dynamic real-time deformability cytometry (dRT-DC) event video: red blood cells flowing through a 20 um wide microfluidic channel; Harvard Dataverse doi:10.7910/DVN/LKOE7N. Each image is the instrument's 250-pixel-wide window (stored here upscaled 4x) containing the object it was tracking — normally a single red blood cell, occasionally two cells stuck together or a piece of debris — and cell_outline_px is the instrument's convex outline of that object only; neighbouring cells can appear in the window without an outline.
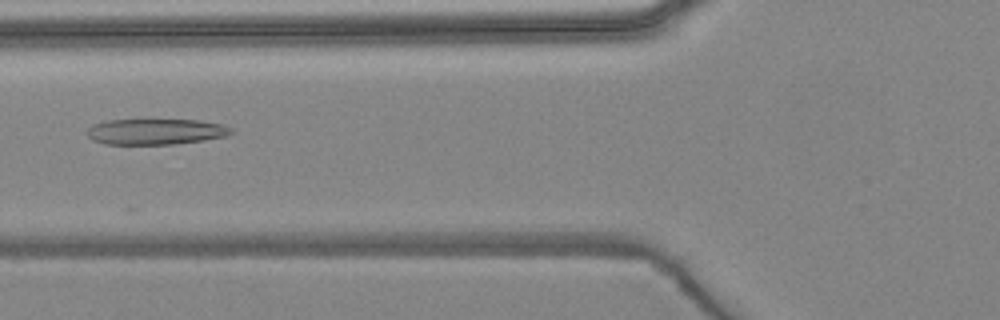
{"species": "common noctule bat (a hibernating species)", "species_latin": "Nyctalus noctula", "temperature_condition": "warm", "stored_images_in_passage": 4, "camera_frame_rate_fps": 3000, "um_per_image_px": 0.085, "animal": {"sex": "female", "body_mass_g": 24.6, "forearm_length_mm": 56.2}, "frame": {"image": 1, "passage_image": 3, "time_ms": 2.333, "image_size_px": [1000, 320], "cell_outline_px": [[232, 132], [224, 136], [204, 140], [172, 144], [104, 144], [92, 140], [88, 136], [88, 128], [92, 124], [108, 120], [200, 120], [224, 124], [232, 128]], "centroid_in_image_um": [13.22, 11.18], "position_along_channel_um": 112.6, "area_um2": 21.62}}
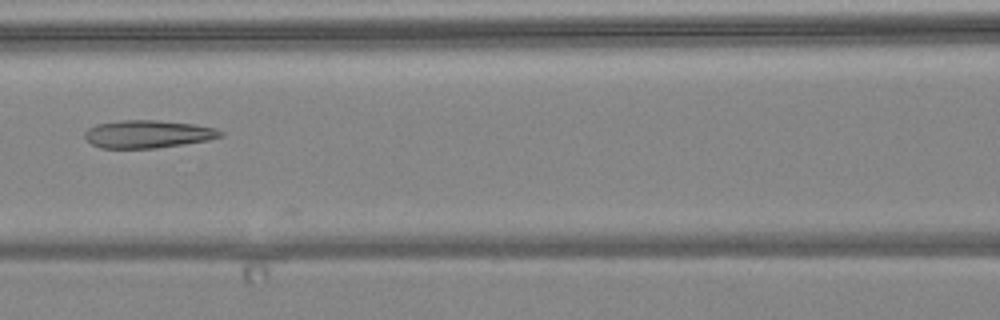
{"frame": {"image": 2, "passage_image": 4, "time_ms": 3.333, "image_size_px": [1000, 320], "cell_outline_px": [[224, 136], [208, 140], [184, 144], [156, 148], [100, 148], [92, 144], [84, 136], [84, 132], [88, 128], [96, 124], [120, 120], [156, 120], [192, 124], [216, 128], [224, 132]], "centroid_in_image_um": [12.57, 11.39], "position_along_channel_um": 154.0, "area_um2": 22.02}}